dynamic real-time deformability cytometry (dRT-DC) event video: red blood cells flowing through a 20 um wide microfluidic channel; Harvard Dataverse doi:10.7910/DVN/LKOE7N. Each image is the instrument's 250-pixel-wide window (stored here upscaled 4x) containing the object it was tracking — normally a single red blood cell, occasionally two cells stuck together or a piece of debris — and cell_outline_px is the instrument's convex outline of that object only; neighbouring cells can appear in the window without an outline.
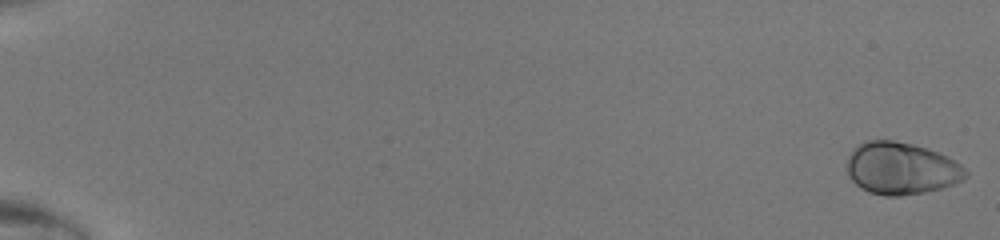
{"species": "human", "species_latin": "Homo sapiens", "temperature_condition": "room temperature", "stored_images_in_passage": 49, "camera_frame_rate_fps": 3000, "um_per_image_px": 0.085, "donor": {"sex": "male"}, "frame": {"image": 1, "passage_image": 1, "time_ms": 0.0, "image_size_px": [1000, 240], "cell_outline_px": [[968, 176], [964, 180], [940, 188], [924, 192], [900, 196], [884, 196], [868, 192], [860, 188], [848, 176], [848, 156], [852, 148], [864, 140], [892, 140], [912, 144], [948, 156], [956, 160], [968, 172]], "centroid_in_image_um": [76.59, 14.31], "position_along_channel_um": 8.4, "area_um2": 36.24}}
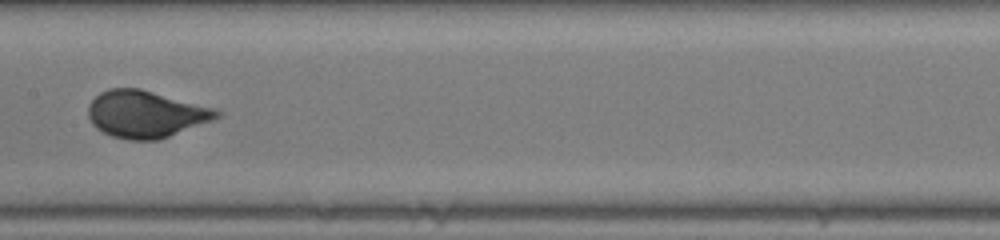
{"frame": {"image": 2, "passage_image": 28, "time_ms": 9.0, "image_size_px": [1000, 240], "cell_outline_px": [[224, 112], [220, 116], [212, 120], [168, 136], [156, 140], [128, 140], [112, 136], [96, 128], [92, 124], [88, 116], [88, 104], [100, 92], [108, 88], [140, 88], [216, 108]], "centroid_in_image_um": [12.38, 9.68], "position_along_channel_um": 195.0, "area_um2": 35.2}}
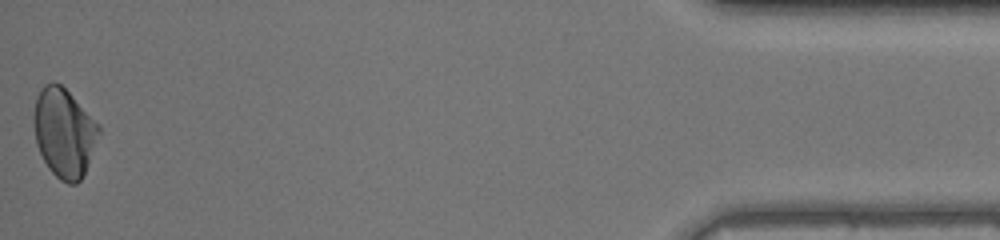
{"frame": {"image": 3, "passage_image": 49, "time_ms": 16.0, "image_size_px": [1000, 240], "cell_outline_px": [[100, 132], [84, 176], [76, 184], [68, 184], [60, 180], [48, 168], [36, 144], [32, 120], [32, 116], [36, 96], [40, 88], [44, 84], [60, 84], [100, 124]], "centroid_in_image_um": [5.43, 11.29], "position_along_channel_um": 429.8, "area_um2": 33.81}}